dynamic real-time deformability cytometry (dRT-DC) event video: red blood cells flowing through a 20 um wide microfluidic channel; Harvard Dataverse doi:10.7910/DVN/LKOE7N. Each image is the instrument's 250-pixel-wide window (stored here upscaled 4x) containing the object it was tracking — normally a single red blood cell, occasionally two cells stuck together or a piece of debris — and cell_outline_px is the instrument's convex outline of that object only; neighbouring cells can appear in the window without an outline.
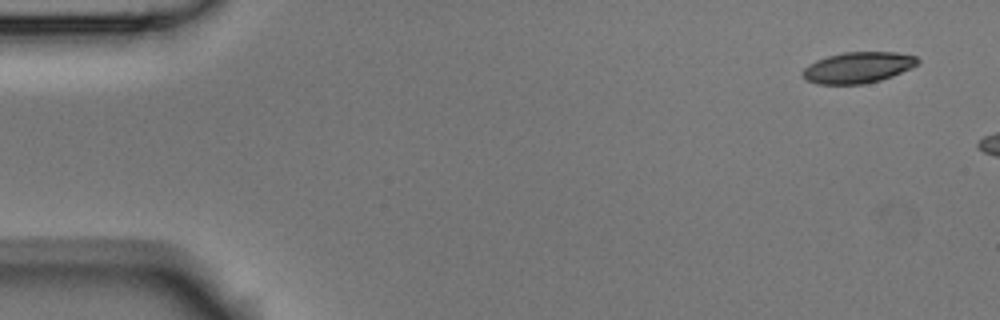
{"species": "Egyptian fruit bat (a non-hibernating species)", "species_latin": "Rousettus aegyptiacus", "temperature_condition": "room temperature", "stored_images_in_passage": 3, "camera_frame_rate_fps": 3000, "um_per_image_px": 0.085, "animal": {"sex": "male"}, "frame": {"image": 1, "passage_image": 1, "time_ms": 0.0, "image_size_px": [1000, 320], "cell_outline_px": [[920, 60], [912, 68], [892, 76], [880, 80], [864, 84], [816, 84], [808, 80], [800, 72], [808, 64], [816, 60], [828, 56], [844, 52], [896, 52], [916, 56]], "centroid_in_image_um": [72.92, 5.74], "position_along_channel_um": 12.1, "area_um2": 20.81}}